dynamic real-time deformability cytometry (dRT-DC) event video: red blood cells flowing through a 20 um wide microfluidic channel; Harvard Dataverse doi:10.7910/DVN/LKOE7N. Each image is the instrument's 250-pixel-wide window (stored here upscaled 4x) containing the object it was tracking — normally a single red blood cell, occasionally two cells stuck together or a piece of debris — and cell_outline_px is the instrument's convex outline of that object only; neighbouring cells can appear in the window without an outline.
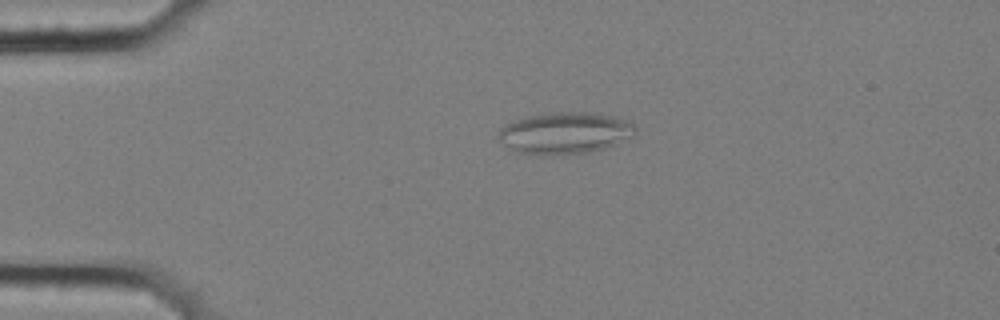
{"species": "common noctule bat (a hibernating species)", "species_latin": "Nyctalus noctula", "temperature_condition": "cold", "stored_images_in_passage": 5, "camera_frame_rate_fps": 3000, "um_per_image_px": 0.085, "animal": {"sex": "female", "body_mass_g": 25.1}, "frame": {"image": 1, "passage_image": 4, "time_ms": 1.0, "image_size_px": [1000, 320], "cell_outline_px": [[636, 132], [632, 136], [604, 148], [592, 152], [560, 156], [540, 156], [516, 152], [504, 144], [496, 136], [500, 128], [516, 120], [528, 116], [552, 112], [588, 112], [612, 116], [624, 120], [632, 124], [636, 128]], "centroid_in_image_um": [47.97, 11.34], "position_along_channel_um": 37.0, "area_um2": 33.41}}